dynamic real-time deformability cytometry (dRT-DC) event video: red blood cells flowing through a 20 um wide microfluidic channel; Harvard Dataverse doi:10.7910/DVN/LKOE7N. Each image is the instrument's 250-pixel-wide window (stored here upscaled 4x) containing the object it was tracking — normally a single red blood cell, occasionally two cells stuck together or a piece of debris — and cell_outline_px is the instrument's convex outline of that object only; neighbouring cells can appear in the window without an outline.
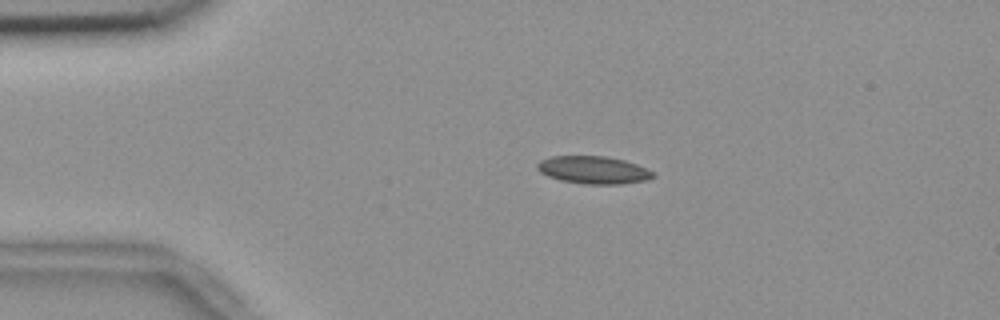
{"species": "common noctule bat (a hibernating species)", "species_latin": "Nyctalus noctula", "temperature_condition": "room temperature", "stored_images_in_passage": 45, "camera_frame_rate_fps": 3000, "um_per_image_px": 0.085, "animal": {"sex": "female", "body_mass_g": 18.4}, "frame": {"image": 1, "passage_image": 1, "time_ms": 0.0, "image_size_px": [1000, 320], "cell_outline_px": [[656, 176], [644, 180], [620, 184], [588, 184], [560, 180], [548, 176], [540, 172], [536, 168], [536, 164], [540, 160], [552, 156], [604, 156], [624, 160], [648, 168], [656, 172]], "centroid_in_image_um": [50.45, 14.44], "position_along_channel_um": 34.6, "area_um2": 18.67}}
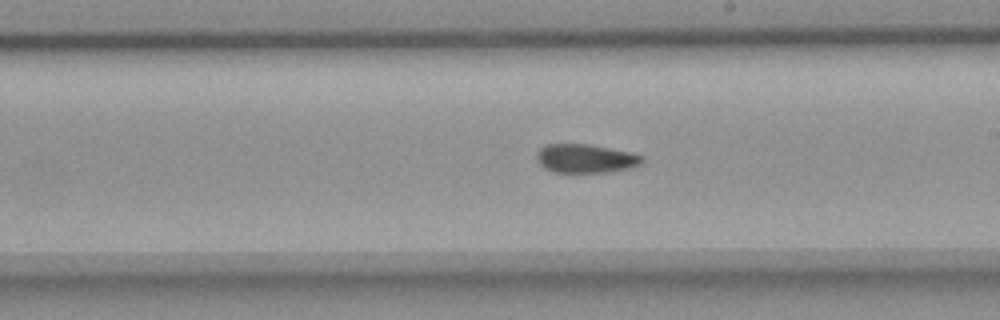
{"frame": {"image": 2, "passage_image": 21, "time_ms": 6.667, "image_size_px": [1000, 320], "cell_outline_px": [[644, 160], [640, 164], [632, 168], [604, 172], [552, 172], [544, 168], [536, 160], [536, 152], [544, 144], [588, 144], [628, 152], [644, 156]], "centroid_in_image_um": [49.73, 13.47], "position_along_channel_um": 239.3, "area_um2": 17.69}}
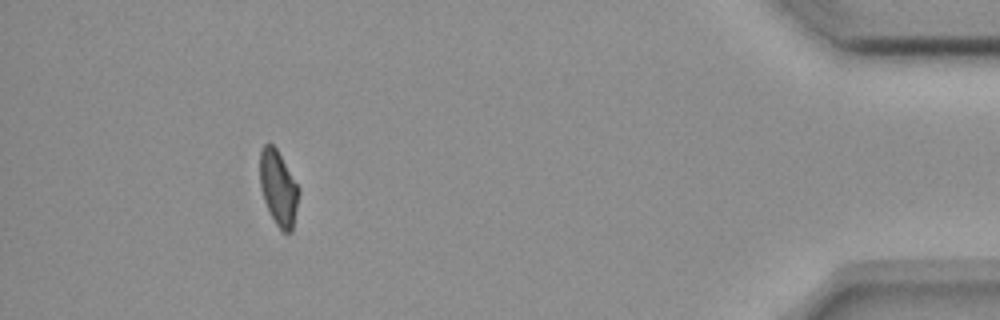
{"frame": {"image": 3, "passage_image": 40, "time_ms": 13.0, "image_size_px": [1000, 320], "cell_outline_px": [[300, 192], [292, 232], [284, 232], [276, 224], [264, 200], [260, 188], [260, 152], [264, 144], [272, 144], [276, 148], [300, 188]], "centroid_in_image_um": [23.67, 15.98], "position_along_channel_um": 411.5, "area_um2": 16.88}, "authors_computed_cell_mechanics": {"area_um2": 17.9758, "velocity_mm_per_s": 3.6634, "shape_relaxation_time_tau1_ms": null, "shape_relaxation_time_tau2_ms": 2.5462, "deformation_change_tau1": null, "deformation_change_tau2": 0.0745}}